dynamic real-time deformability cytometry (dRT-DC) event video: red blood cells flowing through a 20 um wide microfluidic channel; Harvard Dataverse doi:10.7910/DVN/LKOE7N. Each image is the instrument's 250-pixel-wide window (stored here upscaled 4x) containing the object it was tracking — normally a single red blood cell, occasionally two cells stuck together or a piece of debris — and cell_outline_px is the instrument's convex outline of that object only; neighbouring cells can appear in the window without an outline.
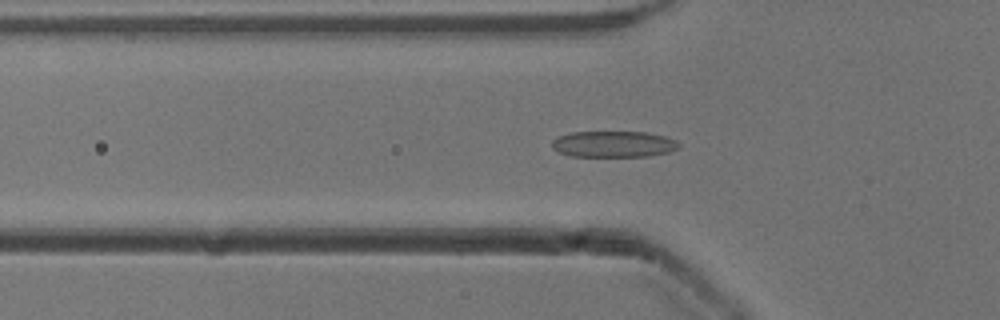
{"species": "common noctule bat (a hibernating species)", "species_latin": "Nyctalus noctula", "temperature_condition": "cold", "stored_images_in_passage": 18, "camera_frame_rate_fps": 3000, "um_per_image_px": 0.085, "animal": {"sex": "male", "body_mass_g": 13.3}, "frame": {"image": 1, "passage_image": 18, "time_ms": 5.667, "image_size_px": [1000, 320], "cell_outline_px": [[680, 148], [668, 152], [648, 156], [572, 156], [560, 152], [552, 148], [552, 140], [556, 136], [572, 132], [644, 132], [664, 136], [676, 140], [680, 144]], "centroid_in_image_um": [52.15, 12.24], "position_along_channel_um": 73.7, "area_um2": 19.36}}